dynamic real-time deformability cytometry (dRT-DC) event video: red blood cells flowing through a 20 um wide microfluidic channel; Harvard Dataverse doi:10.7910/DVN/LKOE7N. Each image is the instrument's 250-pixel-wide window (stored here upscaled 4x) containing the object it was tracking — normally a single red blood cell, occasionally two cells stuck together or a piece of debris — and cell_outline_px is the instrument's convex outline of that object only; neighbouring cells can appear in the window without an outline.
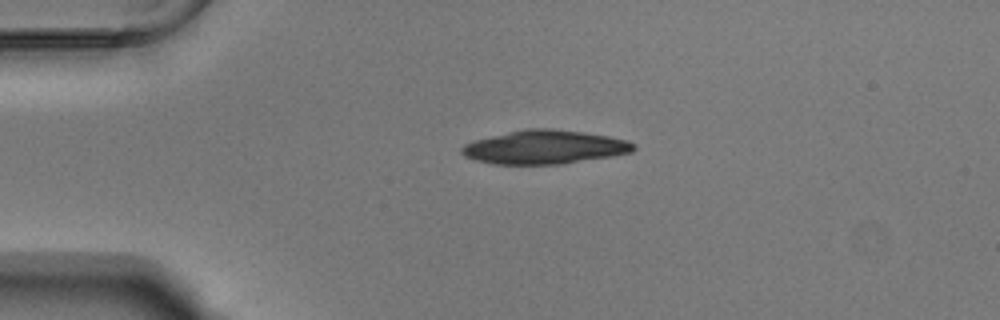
{"species": "Egyptian fruit bat (a non-hibernating species)", "species_latin": "Rousettus aegyptiacus", "temperature_condition": "warm", "stored_images_in_passage": 42, "camera_frame_rate_fps": 3000, "um_per_image_px": 0.085, "animal": {"sex": "male"}, "frame": {"image": 1, "passage_image": 1, "time_ms": 0.0, "image_size_px": [1000, 320], "cell_outline_px": [[636, 148], [632, 152], [612, 156], [560, 164], [492, 164], [476, 160], [464, 156], [460, 152], [460, 148], [464, 144], [476, 140], [508, 132], [528, 128], [552, 128], [584, 132], [608, 136], [628, 140], [636, 144]], "centroid_in_image_um": [46.31, 12.5], "position_along_channel_um": 38.7, "area_um2": 33.76}}